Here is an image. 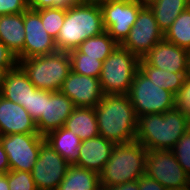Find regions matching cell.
I'll use <instances>...</instances> for the list:
<instances>
[{
    "mask_svg": "<svg viewBox=\"0 0 190 190\" xmlns=\"http://www.w3.org/2000/svg\"><path fill=\"white\" fill-rule=\"evenodd\" d=\"M115 144L102 136L81 141L76 166L100 173L109 161Z\"/></svg>",
    "mask_w": 190,
    "mask_h": 190,
    "instance_id": "obj_18",
    "label": "cell"
},
{
    "mask_svg": "<svg viewBox=\"0 0 190 190\" xmlns=\"http://www.w3.org/2000/svg\"><path fill=\"white\" fill-rule=\"evenodd\" d=\"M188 54V50L163 39L142 59L147 64L168 72H187Z\"/></svg>",
    "mask_w": 190,
    "mask_h": 190,
    "instance_id": "obj_17",
    "label": "cell"
},
{
    "mask_svg": "<svg viewBox=\"0 0 190 190\" xmlns=\"http://www.w3.org/2000/svg\"><path fill=\"white\" fill-rule=\"evenodd\" d=\"M187 77H190V51L188 54Z\"/></svg>",
    "mask_w": 190,
    "mask_h": 190,
    "instance_id": "obj_43",
    "label": "cell"
},
{
    "mask_svg": "<svg viewBox=\"0 0 190 190\" xmlns=\"http://www.w3.org/2000/svg\"><path fill=\"white\" fill-rule=\"evenodd\" d=\"M117 1H134V0H100L99 2H117Z\"/></svg>",
    "mask_w": 190,
    "mask_h": 190,
    "instance_id": "obj_45",
    "label": "cell"
},
{
    "mask_svg": "<svg viewBox=\"0 0 190 190\" xmlns=\"http://www.w3.org/2000/svg\"><path fill=\"white\" fill-rule=\"evenodd\" d=\"M144 5H149L154 0H140Z\"/></svg>",
    "mask_w": 190,
    "mask_h": 190,
    "instance_id": "obj_46",
    "label": "cell"
},
{
    "mask_svg": "<svg viewBox=\"0 0 190 190\" xmlns=\"http://www.w3.org/2000/svg\"><path fill=\"white\" fill-rule=\"evenodd\" d=\"M35 11L40 15L44 29L56 40L65 20L66 9L50 7Z\"/></svg>",
    "mask_w": 190,
    "mask_h": 190,
    "instance_id": "obj_29",
    "label": "cell"
},
{
    "mask_svg": "<svg viewBox=\"0 0 190 190\" xmlns=\"http://www.w3.org/2000/svg\"><path fill=\"white\" fill-rule=\"evenodd\" d=\"M160 30L165 33L174 20L190 6L189 0H154L149 5Z\"/></svg>",
    "mask_w": 190,
    "mask_h": 190,
    "instance_id": "obj_25",
    "label": "cell"
},
{
    "mask_svg": "<svg viewBox=\"0 0 190 190\" xmlns=\"http://www.w3.org/2000/svg\"><path fill=\"white\" fill-rule=\"evenodd\" d=\"M44 107L45 90L36 89L34 92H31V95L28 99V107L24 108L36 122L44 113Z\"/></svg>",
    "mask_w": 190,
    "mask_h": 190,
    "instance_id": "obj_32",
    "label": "cell"
},
{
    "mask_svg": "<svg viewBox=\"0 0 190 190\" xmlns=\"http://www.w3.org/2000/svg\"><path fill=\"white\" fill-rule=\"evenodd\" d=\"M99 5L105 30L120 45L134 26L144 4L140 0H134L99 2Z\"/></svg>",
    "mask_w": 190,
    "mask_h": 190,
    "instance_id": "obj_11",
    "label": "cell"
},
{
    "mask_svg": "<svg viewBox=\"0 0 190 190\" xmlns=\"http://www.w3.org/2000/svg\"><path fill=\"white\" fill-rule=\"evenodd\" d=\"M45 137L39 133L0 136V144L7 154L10 170L32 172Z\"/></svg>",
    "mask_w": 190,
    "mask_h": 190,
    "instance_id": "obj_9",
    "label": "cell"
},
{
    "mask_svg": "<svg viewBox=\"0 0 190 190\" xmlns=\"http://www.w3.org/2000/svg\"><path fill=\"white\" fill-rule=\"evenodd\" d=\"M147 152L136 140L115 144L109 161L99 173L101 188L138 180L146 173Z\"/></svg>",
    "mask_w": 190,
    "mask_h": 190,
    "instance_id": "obj_4",
    "label": "cell"
},
{
    "mask_svg": "<svg viewBox=\"0 0 190 190\" xmlns=\"http://www.w3.org/2000/svg\"><path fill=\"white\" fill-rule=\"evenodd\" d=\"M69 165L59 153L44 142L31 172L37 190H57Z\"/></svg>",
    "mask_w": 190,
    "mask_h": 190,
    "instance_id": "obj_12",
    "label": "cell"
},
{
    "mask_svg": "<svg viewBox=\"0 0 190 190\" xmlns=\"http://www.w3.org/2000/svg\"><path fill=\"white\" fill-rule=\"evenodd\" d=\"M76 106L61 91H45L44 113L36 121L38 133L46 136L49 132L64 126Z\"/></svg>",
    "mask_w": 190,
    "mask_h": 190,
    "instance_id": "obj_15",
    "label": "cell"
},
{
    "mask_svg": "<svg viewBox=\"0 0 190 190\" xmlns=\"http://www.w3.org/2000/svg\"><path fill=\"white\" fill-rule=\"evenodd\" d=\"M119 44L105 30L99 35L87 38L76 49L85 57L104 61Z\"/></svg>",
    "mask_w": 190,
    "mask_h": 190,
    "instance_id": "obj_26",
    "label": "cell"
},
{
    "mask_svg": "<svg viewBox=\"0 0 190 190\" xmlns=\"http://www.w3.org/2000/svg\"><path fill=\"white\" fill-rule=\"evenodd\" d=\"M45 137L47 142L70 165H74L79 158L81 140L71 130L64 127L49 132Z\"/></svg>",
    "mask_w": 190,
    "mask_h": 190,
    "instance_id": "obj_21",
    "label": "cell"
},
{
    "mask_svg": "<svg viewBox=\"0 0 190 190\" xmlns=\"http://www.w3.org/2000/svg\"><path fill=\"white\" fill-rule=\"evenodd\" d=\"M38 133L35 120L27 110L0 95V136Z\"/></svg>",
    "mask_w": 190,
    "mask_h": 190,
    "instance_id": "obj_16",
    "label": "cell"
},
{
    "mask_svg": "<svg viewBox=\"0 0 190 190\" xmlns=\"http://www.w3.org/2000/svg\"><path fill=\"white\" fill-rule=\"evenodd\" d=\"M145 174L167 190L190 187V176L183 170L171 150L148 151Z\"/></svg>",
    "mask_w": 190,
    "mask_h": 190,
    "instance_id": "obj_8",
    "label": "cell"
},
{
    "mask_svg": "<svg viewBox=\"0 0 190 190\" xmlns=\"http://www.w3.org/2000/svg\"><path fill=\"white\" fill-rule=\"evenodd\" d=\"M171 151L183 170L190 176V129L182 135Z\"/></svg>",
    "mask_w": 190,
    "mask_h": 190,
    "instance_id": "obj_30",
    "label": "cell"
},
{
    "mask_svg": "<svg viewBox=\"0 0 190 190\" xmlns=\"http://www.w3.org/2000/svg\"><path fill=\"white\" fill-rule=\"evenodd\" d=\"M13 68H15V67H2V66H0V92H1L4 80H5V76L8 72V70L13 69Z\"/></svg>",
    "mask_w": 190,
    "mask_h": 190,
    "instance_id": "obj_42",
    "label": "cell"
},
{
    "mask_svg": "<svg viewBox=\"0 0 190 190\" xmlns=\"http://www.w3.org/2000/svg\"><path fill=\"white\" fill-rule=\"evenodd\" d=\"M0 190H9L8 172L5 174H0Z\"/></svg>",
    "mask_w": 190,
    "mask_h": 190,
    "instance_id": "obj_41",
    "label": "cell"
},
{
    "mask_svg": "<svg viewBox=\"0 0 190 190\" xmlns=\"http://www.w3.org/2000/svg\"><path fill=\"white\" fill-rule=\"evenodd\" d=\"M81 141L99 136L95 108L76 107L63 126Z\"/></svg>",
    "mask_w": 190,
    "mask_h": 190,
    "instance_id": "obj_22",
    "label": "cell"
},
{
    "mask_svg": "<svg viewBox=\"0 0 190 190\" xmlns=\"http://www.w3.org/2000/svg\"><path fill=\"white\" fill-rule=\"evenodd\" d=\"M60 91L72 100L76 107L95 108L104 96L99 78L76 74L72 70Z\"/></svg>",
    "mask_w": 190,
    "mask_h": 190,
    "instance_id": "obj_13",
    "label": "cell"
},
{
    "mask_svg": "<svg viewBox=\"0 0 190 190\" xmlns=\"http://www.w3.org/2000/svg\"><path fill=\"white\" fill-rule=\"evenodd\" d=\"M77 3V0H55V7L69 9Z\"/></svg>",
    "mask_w": 190,
    "mask_h": 190,
    "instance_id": "obj_40",
    "label": "cell"
},
{
    "mask_svg": "<svg viewBox=\"0 0 190 190\" xmlns=\"http://www.w3.org/2000/svg\"><path fill=\"white\" fill-rule=\"evenodd\" d=\"M18 65L37 89L50 92L60 91L71 71V60L66 51L18 59Z\"/></svg>",
    "mask_w": 190,
    "mask_h": 190,
    "instance_id": "obj_5",
    "label": "cell"
},
{
    "mask_svg": "<svg viewBox=\"0 0 190 190\" xmlns=\"http://www.w3.org/2000/svg\"><path fill=\"white\" fill-rule=\"evenodd\" d=\"M105 31L99 3L78 2L66 9L64 23L55 40L58 51L76 49L87 38Z\"/></svg>",
    "mask_w": 190,
    "mask_h": 190,
    "instance_id": "obj_3",
    "label": "cell"
},
{
    "mask_svg": "<svg viewBox=\"0 0 190 190\" xmlns=\"http://www.w3.org/2000/svg\"><path fill=\"white\" fill-rule=\"evenodd\" d=\"M163 39L164 33L160 30L153 11L148 5H144L139 10L134 26L120 46L140 59Z\"/></svg>",
    "mask_w": 190,
    "mask_h": 190,
    "instance_id": "obj_10",
    "label": "cell"
},
{
    "mask_svg": "<svg viewBox=\"0 0 190 190\" xmlns=\"http://www.w3.org/2000/svg\"><path fill=\"white\" fill-rule=\"evenodd\" d=\"M36 89L23 69L17 65L15 68L8 70L0 95L20 104L22 107H28L31 92Z\"/></svg>",
    "mask_w": 190,
    "mask_h": 190,
    "instance_id": "obj_20",
    "label": "cell"
},
{
    "mask_svg": "<svg viewBox=\"0 0 190 190\" xmlns=\"http://www.w3.org/2000/svg\"><path fill=\"white\" fill-rule=\"evenodd\" d=\"M71 60V70L76 74L99 78L103 61L97 58L85 57L77 49L68 52Z\"/></svg>",
    "mask_w": 190,
    "mask_h": 190,
    "instance_id": "obj_28",
    "label": "cell"
},
{
    "mask_svg": "<svg viewBox=\"0 0 190 190\" xmlns=\"http://www.w3.org/2000/svg\"><path fill=\"white\" fill-rule=\"evenodd\" d=\"M28 1L30 9L33 10L55 7V0H28Z\"/></svg>",
    "mask_w": 190,
    "mask_h": 190,
    "instance_id": "obj_38",
    "label": "cell"
},
{
    "mask_svg": "<svg viewBox=\"0 0 190 190\" xmlns=\"http://www.w3.org/2000/svg\"><path fill=\"white\" fill-rule=\"evenodd\" d=\"M0 41L17 59H24V13L0 15Z\"/></svg>",
    "mask_w": 190,
    "mask_h": 190,
    "instance_id": "obj_19",
    "label": "cell"
},
{
    "mask_svg": "<svg viewBox=\"0 0 190 190\" xmlns=\"http://www.w3.org/2000/svg\"><path fill=\"white\" fill-rule=\"evenodd\" d=\"M102 190H140L138 180L101 188Z\"/></svg>",
    "mask_w": 190,
    "mask_h": 190,
    "instance_id": "obj_37",
    "label": "cell"
},
{
    "mask_svg": "<svg viewBox=\"0 0 190 190\" xmlns=\"http://www.w3.org/2000/svg\"><path fill=\"white\" fill-rule=\"evenodd\" d=\"M57 190H102L99 173L76 165H69Z\"/></svg>",
    "mask_w": 190,
    "mask_h": 190,
    "instance_id": "obj_23",
    "label": "cell"
},
{
    "mask_svg": "<svg viewBox=\"0 0 190 190\" xmlns=\"http://www.w3.org/2000/svg\"><path fill=\"white\" fill-rule=\"evenodd\" d=\"M158 86L139 69L136 71L127 95L137 117L165 113L175 107V95Z\"/></svg>",
    "mask_w": 190,
    "mask_h": 190,
    "instance_id": "obj_7",
    "label": "cell"
},
{
    "mask_svg": "<svg viewBox=\"0 0 190 190\" xmlns=\"http://www.w3.org/2000/svg\"><path fill=\"white\" fill-rule=\"evenodd\" d=\"M29 8L28 0H0V15L24 13Z\"/></svg>",
    "mask_w": 190,
    "mask_h": 190,
    "instance_id": "obj_34",
    "label": "cell"
},
{
    "mask_svg": "<svg viewBox=\"0 0 190 190\" xmlns=\"http://www.w3.org/2000/svg\"><path fill=\"white\" fill-rule=\"evenodd\" d=\"M95 114L100 136L114 144L135 141L138 117L127 94L104 95Z\"/></svg>",
    "mask_w": 190,
    "mask_h": 190,
    "instance_id": "obj_1",
    "label": "cell"
},
{
    "mask_svg": "<svg viewBox=\"0 0 190 190\" xmlns=\"http://www.w3.org/2000/svg\"><path fill=\"white\" fill-rule=\"evenodd\" d=\"M189 129L190 116L174 107L165 113L138 117L135 140L148 151L171 150Z\"/></svg>",
    "mask_w": 190,
    "mask_h": 190,
    "instance_id": "obj_2",
    "label": "cell"
},
{
    "mask_svg": "<svg viewBox=\"0 0 190 190\" xmlns=\"http://www.w3.org/2000/svg\"><path fill=\"white\" fill-rule=\"evenodd\" d=\"M139 70L146 75L151 82L159 85L158 87L170 91L174 95L181 89L187 72H168L147 64L142 58L139 59Z\"/></svg>",
    "mask_w": 190,
    "mask_h": 190,
    "instance_id": "obj_24",
    "label": "cell"
},
{
    "mask_svg": "<svg viewBox=\"0 0 190 190\" xmlns=\"http://www.w3.org/2000/svg\"><path fill=\"white\" fill-rule=\"evenodd\" d=\"M24 59L58 51L55 39L44 29L40 15L33 9L24 12Z\"/></svg>",
    "mask_w": 190,
    "mask_h": 190,
    "instance_id": "obj_14",
    "label": "cell"
},
{
    "mask_svg": "<svg viewBox=\"0 0 190 190\" xmlns=\"http://www.w3.org/2000/svg\"><path fill=\"white\" fill-rule=\"evenodd\" d=\"M18 59L1 41H0V66L16 67Z\"/></svg>",
    "mask_w": 190,
    "mask_h": 190,
    "instance_id": "obj_35",
    "label": "cell"
},
{
    "mask_svg": "<svg viewBox=\"0 0 190 190\" xmlns=\"http://www.w3.org/2000/svg\"><path fill=\"white\" fill-rule=\"evenodd\" d=\"M10 170L7 154L3 146L0 144V174H5Z\"/></svg>",
    "mask_w": 190,
    "mask_h": 190,
    "instance_id": "obj_39",
    "label": "cell"
},
{
    "mask_svg": "<svg viewBox=\"0 0 190 190\" xmlns=\"http://www.w3.org/2000/svg\"><path fill=\"white\" fill-rule=\"evenodd\" d=\"M100 0H77V2L99 3Z\"/></svg>",
    "mask_w": 190,
    "mask_h": 190,
    "instance_id": "obj_44",
    "label": "cell"
},
{
    "mask_svg": "<svg viewBox=\"0 0 190 190\" xmlns=\"http://www.w3.org/2000/svg\"><path fill=\"white\" fill-rule=\"evenodd\" d=\"M9 190H37L31 172L27 171H8Z\"/></svg>",
    "mask_w": 190,
    "mask_h": 190,
    "instance_id": "obj_31",
    "label": "cell"
},
{
    "mask_svg": "<svg viewBox=\"0 0 190 190\" xmlns=\"http://www.w3.org/2000/svg\"><path fill=\"white\" fill-rule=\"evenodd\" d=\"M139 58L118 45L103 61L99 81L104 95L128 94Z\"/></svg>",
    "mask_w": 190,
    "mask_h": 190,
    "instance_id": "obj_6",
    "label": "cell"
},
{
    "mask_svg": "<svg viewBox=\"0 0 190 190\" xmlns=\"http://www.w3.org/2000/svg\"><path fill=\"white\" fill-rule=\"evenodd\" d=\"M164 39L190 51V6L174 20L170 28L164 33Z\"/></svg>",
    "mask_w": 190,
    "mask_h": 190,
    "instance_id": "obj_27",
    "label": "cell"
},
{
    "mask_svg": "<svg viewBox=\"0 0 190 190\" xmlns=\"http://www.w3.org/2000/svg\"><path fill=\"white\" fill-rule=\"evenodd\" d=\"M140 190H167L156 180L149 178L146 174L138 179Z\"/></svg>",
    "mask_w": 190,
    "mask_h": 190,
    "instance_id": "obj_36",
    "label": "cell"
},
{
    "mask_svg": "<svg viewBox=\"0 0 190 190\" xmlns=\"http://www.w3.org/2000/svg\"><path fill=\"white\" fill-rule=\"evenodd\" d=\"M175 107L190 116V77L186 76L181 89L175 95Z\"/></svg>",
    "mask_w": 190,
    "mask_h": 190,
    "instance_id": "obj_33",
    "label": "cell"
}]
</instances>
